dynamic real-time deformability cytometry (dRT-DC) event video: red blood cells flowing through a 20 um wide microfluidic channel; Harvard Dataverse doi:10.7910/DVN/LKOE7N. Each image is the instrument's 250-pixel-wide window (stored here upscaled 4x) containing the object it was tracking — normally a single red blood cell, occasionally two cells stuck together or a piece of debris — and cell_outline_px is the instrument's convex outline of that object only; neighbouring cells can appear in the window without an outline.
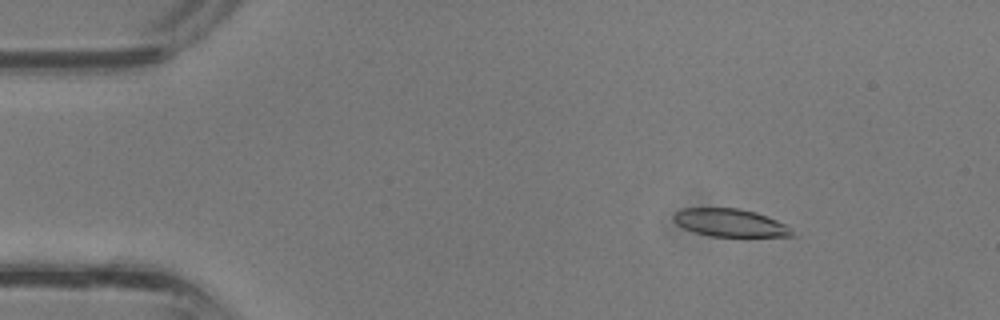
{"species": "common noctule bat (a hibernating species)", "species_latin": "Nyctalus noctula", "temperature_condition": "room temperature", "stored_images_in_passage": 34, "camera_frame_rate_fps": 3000, "um_per_image_px": 0.085, "animal": {"sex": "male", "body_mass_g": 13.3}, "frame": {"image": 1, "passage_image": 2, "time_ms": 0.333, "image_size_px": [1000, 320], "cell_outline_px": [[796, 236], [708, 236], [684, 228], [676, 224], [672, 220], [672, 216], [680, 208], [740, 208], [756, 212], [776, 220], [784, 224]], "centroid_in_image_um": [61.99, 18.92], "position_along_channel_um": 23.0, "area_um2": 19.07}}
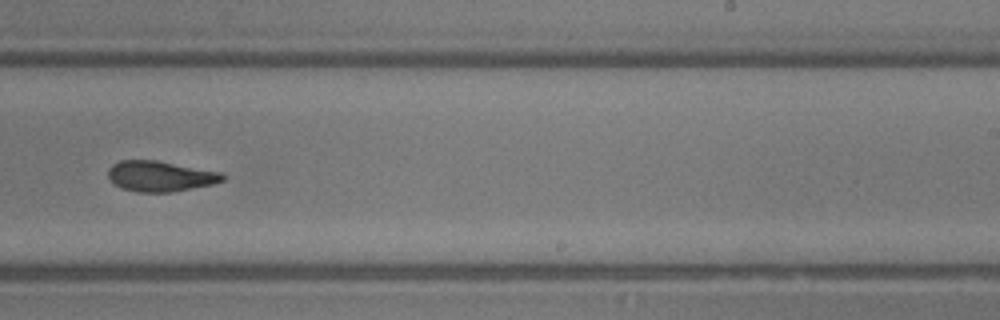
{"frame": {"image": 2, "passage_image": 20, "time_ms": 6.333, "image_size_px": [1000, 320], "cell_outline_px": [[224, 180], [212, 184], [172, 192], [136, 192], [120, 188], [108, 180], [108, 168], [112, 164], [120, 160], [156, 160], [224, 172]], "centroid_in_image_um": [13.59, 14.97], "position_along_channel_um": 275.4, "area_um2": 20.63}}
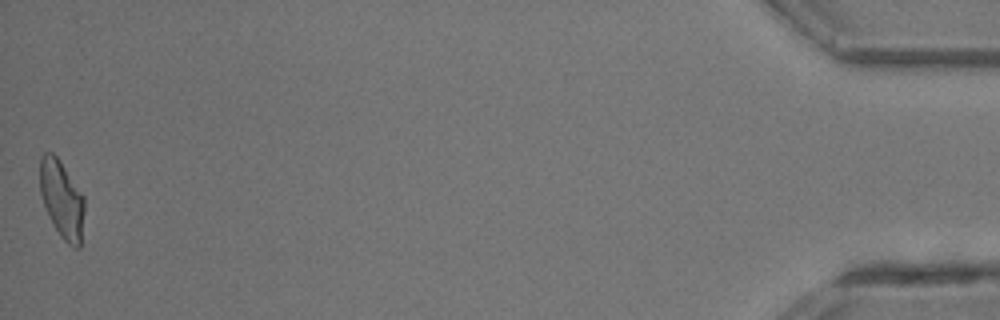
{"frame": {"image": 3, "passage_image": 34, "time_ms": 11.0, "image_size_px": [1000, 320], "cell_outline_px": [[84, 212], [80, 248], [76, 248], [68, 244], [60, 236], [44, 204], [40, 192], [40, 156], [44, 152], [52, 152], [56, 156], [84, 196]], "centroid_in_image_um": [5.26, 16.93], "position_along_channel_um": 429.9, "area_um2": 19.77}}